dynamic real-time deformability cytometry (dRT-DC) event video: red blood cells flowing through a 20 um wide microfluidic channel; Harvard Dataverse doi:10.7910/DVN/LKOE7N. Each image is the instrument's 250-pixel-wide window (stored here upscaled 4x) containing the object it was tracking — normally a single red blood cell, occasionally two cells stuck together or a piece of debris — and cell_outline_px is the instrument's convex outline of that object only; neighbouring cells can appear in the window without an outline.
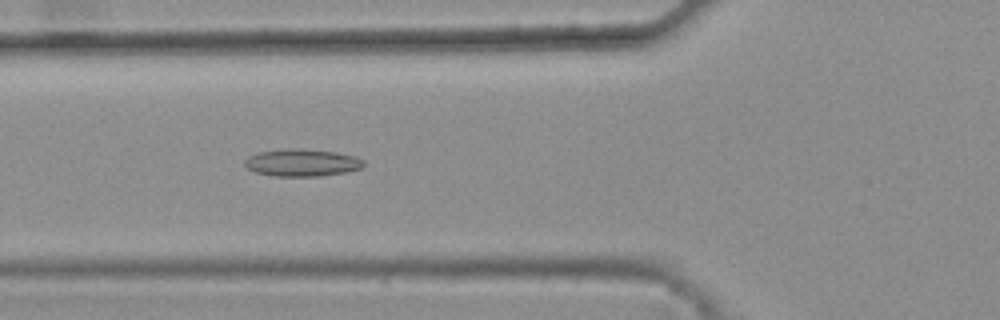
{"species": "common noctule bat (a hibernating species)", "species_latin": "Nyctalus noctula", "temperature_condition": "warm", "stored_images_in_passage": 40, "camera_frame_rate_fps": 3000, "um_per_image_px": 0.085, "animal": {"sex": "female", "body_mass_g": 25.1}, "frame": {"image": 1, "passage_image": 13, "time_ms": 4.0, "image_size_px": [1000, 320], "cell_outline_px": [[364, 164], [360, 168], [344, 172], [320, 176], [272, 176], [256, 172], [244, 168], [244, 160], [248, 156], [260, 152], [288, 148], [300, 148], [336, 152], [356, 156], [364, 160]], "centroid_in_image_um": [25.63, 13.82], "position_along_channel_um": 100.2, "area_um2": 19.02}}
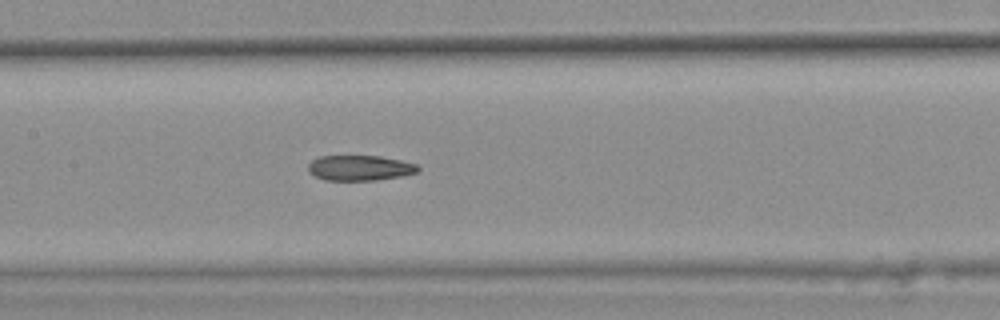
{"frame": {"image": 2, "passage_image": 19, "time_ms": 6.0, "image_size_px": [1000, 320], "cell_outline_px": [[420, 168], [416, 172], [400, 176], [376, 180], [324, 180], [308, 172], [308, 164], [312, 160], [320, 156], [380, 156], [400, 160], [416, 164]], "centroid_in_image_um": [30.55, 14.27], "position_along_channel_um": 176.8, "area_um2": 16.07}}
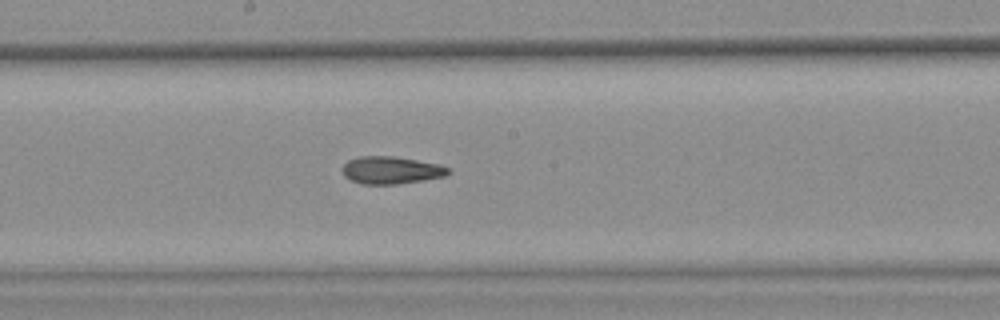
{"frame": {"image": 3, "passage_image": 22, "time_ms": 7.0, "image_size_px": [1000, 320], "cell_outline_px": [[452, 172], [444, 176], [424, 180], [396, 184], [360, 184], [344, 176], [344, 164], [348, 160], [360, 156], [392, 156], [440, 164], [448, 168]], "centroid_in_image_um": [33.26, 14.46], "position_along_channel_um": 214.9, "area_um2": 16.82}, "authors_computed_cell_mechanics": {"area_um2": 17.1955, "velocity_mm_per_s": 3.8288, "shape_relaxation_time_tau1_ms": null, "shape_relaxation_time_tau2_ms": 2.9212, "deformation_change_tau1": null, "deformation_change_tau2": 0.1091}}